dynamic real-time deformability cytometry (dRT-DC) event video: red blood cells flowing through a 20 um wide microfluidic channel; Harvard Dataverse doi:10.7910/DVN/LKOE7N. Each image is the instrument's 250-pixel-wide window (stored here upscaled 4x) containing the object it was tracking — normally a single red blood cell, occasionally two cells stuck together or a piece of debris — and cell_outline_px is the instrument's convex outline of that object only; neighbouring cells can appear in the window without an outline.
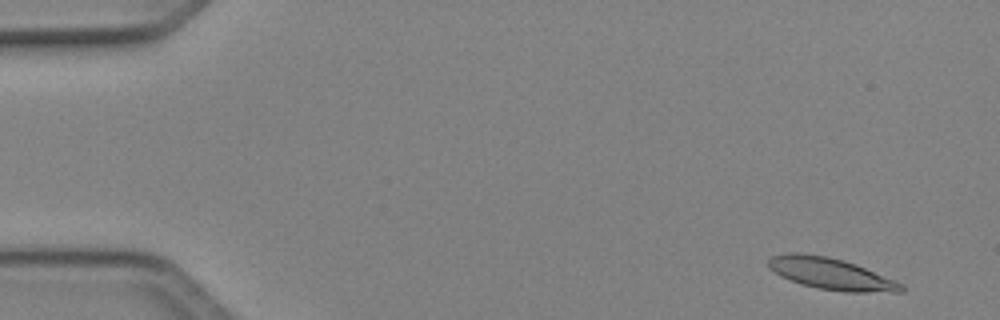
{"species": "Egyptian fruit bat (a non-hibernating species)", "species_latin": "Rousettus aegyptiacus", "temperature_condition": "cold", "stored_images_in_passage": 49, "camera_frame_rate_fps": 3000, "um_per_image_px": 0.085, "animal": {"sex": "female"}, "frame": {"image": 1, "passage_image": 3, "time_ms": 0.667, "image_size_px": [1000, 320], "cell_outline_px": [[904, 292], [844, 292], [816, 288], [800, 284], [788, 280], [780, 276], [768, 268], [768, 260], [772, 256], [788, 252], [800, 252], [828, 256], [844, 260], [856, 264], [892, 280], [900, 284], [904, 288]], "centroid_in_image_um": [70.54, 23.26], "position_along_channel_um": 14.5, "area_um2": 24.51}}
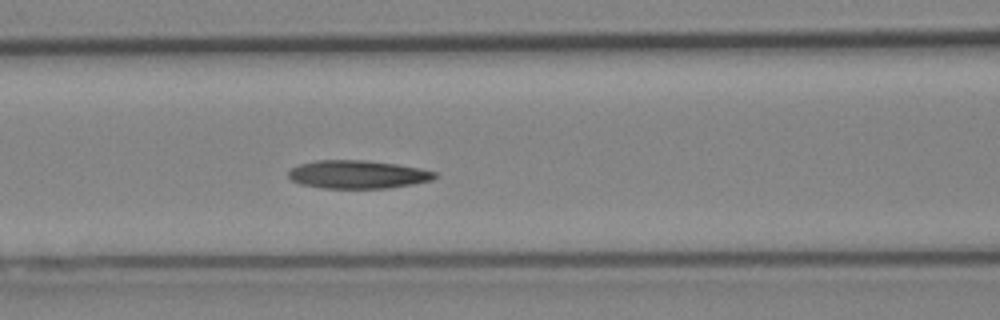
{"frame": {"image": 2, "passage_image": 21, "time_ms": 6.667, "image_size_px": [1000, 320], "cell_outline_px": [[436, 176], [432, 180], [412, 184], [388, 188], [324, 188], [300, 184], [292, 180], [288, 176], [288, 172], [292, 168], [300, 164], [316, 160], [364, 160], [396, 164], [420, 168], [436, 172]], "centroid_in_image_um": [30.39, 14.82], "position_along_channel_um": 136.2, "area_um2": 23.93}}
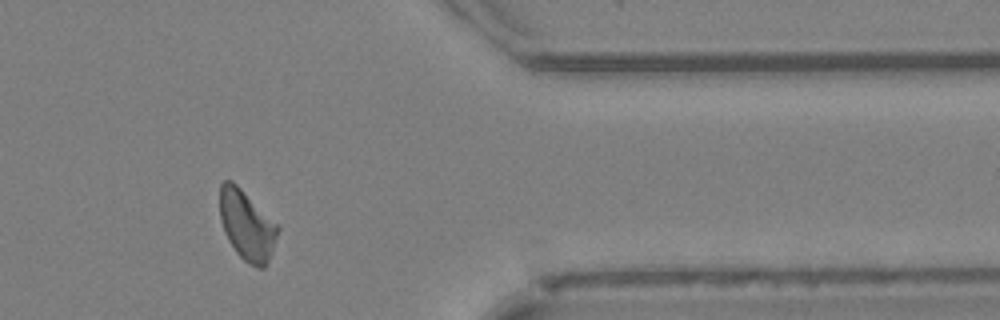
{"frame": {"image": 3, "passage_image": 41, "time_ms": 13.333, "image_size_px": [1000, 320], "cell_outline_px": [[280, 228], [268, 260], [264, 268], [256, 268], [244, 260], [236, 252], [228, 240], [224, 232], [220, 220], [220, 184], [224, 180], [232, 180]], "centroid_in_image_um": [20.95, 19.16], "position_along_channel_um": 390.5, "area_um2": 23.12}, "authors_computed_cell_mechanics": {"area_um2": 23.7558, "velocity_mm_per_s": 4.0879, "shape_relaxation_time_tau1_ms": null, "shape_relaxation_time_tau2_ms": 5.3184, "deformation_change_tau1": null, "deformation_change_tau2": 0.128}}